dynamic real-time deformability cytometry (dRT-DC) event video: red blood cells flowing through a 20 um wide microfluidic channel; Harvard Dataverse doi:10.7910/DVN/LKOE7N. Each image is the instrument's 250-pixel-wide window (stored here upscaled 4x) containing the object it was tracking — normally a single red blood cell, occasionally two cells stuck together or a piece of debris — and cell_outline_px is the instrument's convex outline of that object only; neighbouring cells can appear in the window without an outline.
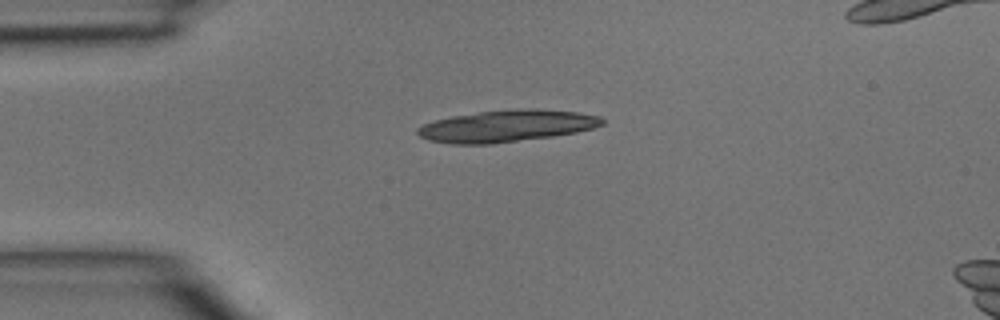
{"species": "common noctule bat (a hibernating species)", "species_latin": "Nyctalus noctula", "temperature_condition": "room temperature", "stored_images_in_passage": 5, "camera_frame_rate_fps": 3000, "um_per_image_px": 0.085, "animal": {"sex": "male", "body_mass_g": 15.6}, "frame": {"image": 1, "passage_image": 5, "time_ms": 1.333, "image_size_px": [1000, 320], "cell_outline_px": [[604, 124], [592, 128], [576, 132], [552, 136], [492, 144], [452, 144], [428, 140], [420, 136], [416, 132], [416, 128], [424, 124], [436, 120], [452, 116], [480, 112], [520, 108], [536, 108], [576, 112], [600, 116], [604, 120]], "centroid_in_image_um": [43.06, 10.71], "position_along_channel_um": 41.9, "area_um2": 34.16}}